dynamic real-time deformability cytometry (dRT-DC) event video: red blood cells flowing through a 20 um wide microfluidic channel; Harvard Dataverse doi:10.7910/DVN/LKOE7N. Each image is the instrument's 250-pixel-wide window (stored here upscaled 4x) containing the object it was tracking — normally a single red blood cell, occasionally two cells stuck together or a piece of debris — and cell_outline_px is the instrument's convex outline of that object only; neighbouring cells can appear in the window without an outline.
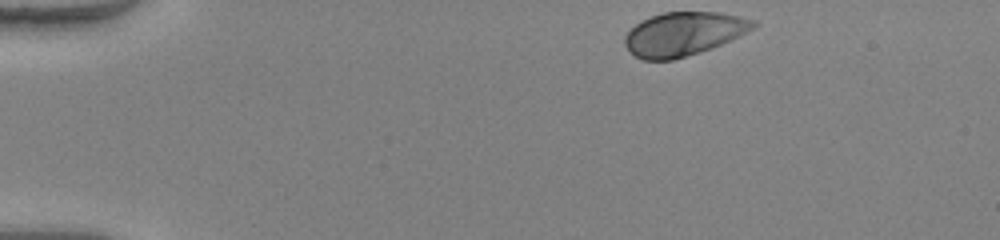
{"species": "human", "species_latin": "Homo sapiens", "temperature_condition": "warm", "stored_images_in_passage": 44, "camera_frame_rate_fps": 3000, "um_per_image_px": 0.085, "donor": {"sex": "female"}, "frame": {"image": 1, "passage_image": 1, "time_ms": 0.0, "image_size_px": [1000, 240], "cell_outline_px": [[756, 24], [752, 28], [712, 48], [700, 52], [672, 60], [644, 60], [628, 52], [624, 44], [624, 36], [640, 20], [664, 12], [720, 12], [756, 20]], "centroid_in_image_um": [58.04, 2.88], "position_along_channel_um": 27.0, "area_um2": 32.37}}
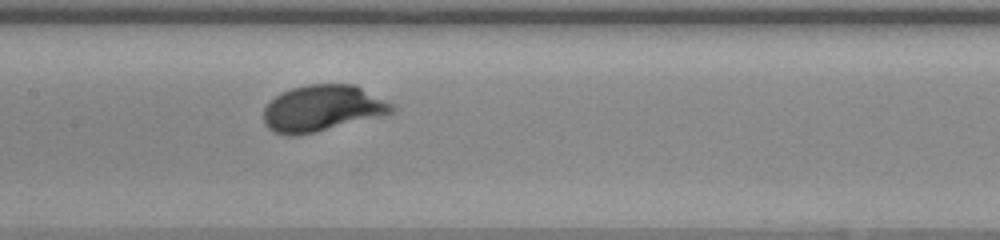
{"frame": {"image": 2, "passage_image": 19, "time_ms": 6.0, "image_size_px": [1000, 240], "cell_outline_px": [[396, 112], [384, 116], [316, 132], [296, 136], [284, 136], [272, 132], [264, 124], [264, 108], [280, 92], [292, 88], [308, 84], [356, 84], [396, 104]], "centroid_in_image_um": [27.46, 9.21], "position_along_channel_um": 179.9, "area_um2": 35.37}}
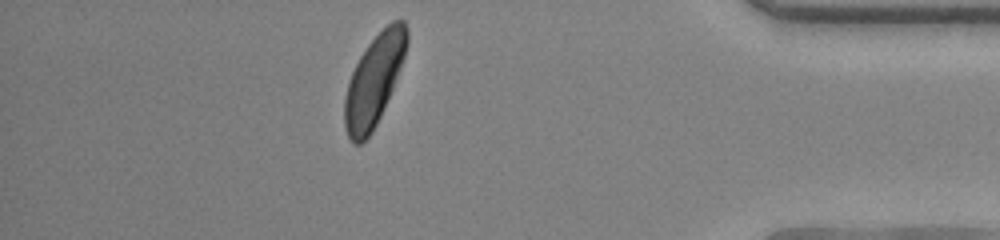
{"frame": {"image": 3, "passage_image": 38, "time_ms": 12.333, "image_size_px": [1000, 240], "cell_outline_px": [[408, 44], [400, 68], [392, 88], [380, 116], [372, 132], [360, 144], [352, 144], [344, 128], [344, 100], [348, 84], [352, 72], [360, 56], [368, 44], [392, 20], [404, 20], [408, 28]], "centroid_in_image_um": [31.79, 6.83], "position_along_channel_um": 403.4, "area_um2": 32.43}, "authors_computed_cell_mechanics": {"area_um2": 32.4547, "velocity_mm_per_s": 4.0626, "shape_relaxation_time_tau1_ms": 1.6645, "shape_relaxation_time_tau2_ms": null, "deformation_change_tau1": 0.1553, "deformation_change_tau2": null}}